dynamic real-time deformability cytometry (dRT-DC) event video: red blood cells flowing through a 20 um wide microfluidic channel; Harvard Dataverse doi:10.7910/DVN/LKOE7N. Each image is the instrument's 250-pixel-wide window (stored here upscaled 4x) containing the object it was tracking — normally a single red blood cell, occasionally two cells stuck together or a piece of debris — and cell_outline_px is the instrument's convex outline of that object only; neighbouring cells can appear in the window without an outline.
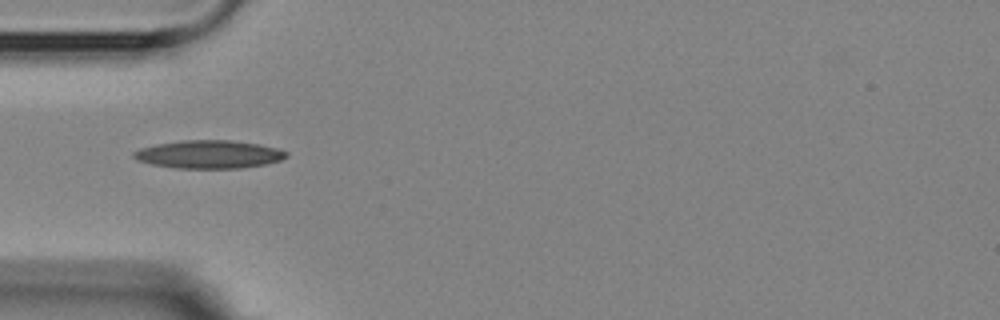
{"species": "Egyptian fruit bat (a non-hibernating species)", "species_latin": "Rousettus aegyptiacus", "temperature_condition": "room temperature", "stored_images_in_passage": 3, "camera_frame_rate_fps": 3000, "um_per_image_px": 0.085, "animal": {"sex": "female"}, "frame": {"image": 1, "passage_image": 1, "time_ms": 0.0, "image_size_px": [1000, 320], "cell_outline_px": [[288, 156], [280, 160], [264, 164], [240, 168], [176, 168], [152, 164], [136, 160], [132, 156], [132, 152], [140, 148], [156, 144], [180, 140], [232, 140], [260, 144], [280, 148], [288, 152]], "centroid_in_image_um": [17.76, 13.11], "position_along_channel_um": 67.2, "area_um2": 25.14}}
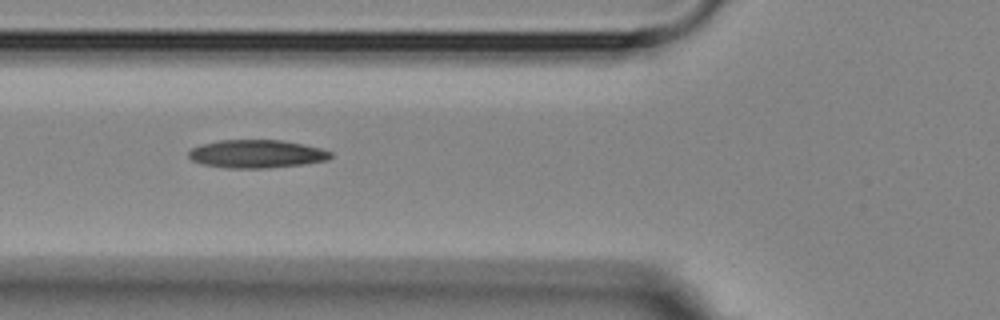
{"frame": {"image": 2, "passage_image": 2, "time_ms": 1.0, "image_size_px": [1000, 320], "cell_outline_px": [[332, 156], [328, 160], [304, 164], [264, 168], [224, 168], [204, 164], [192, 160], [188, 156], [188, 152], [192, 148], [200, 144], [220, 140], [280, 140], [320, 148], [332, 152]], "centroid_in_image_um": [21.79, 13.08], "position_along_channel_um": 104.0, "area_um2": 23.18}}
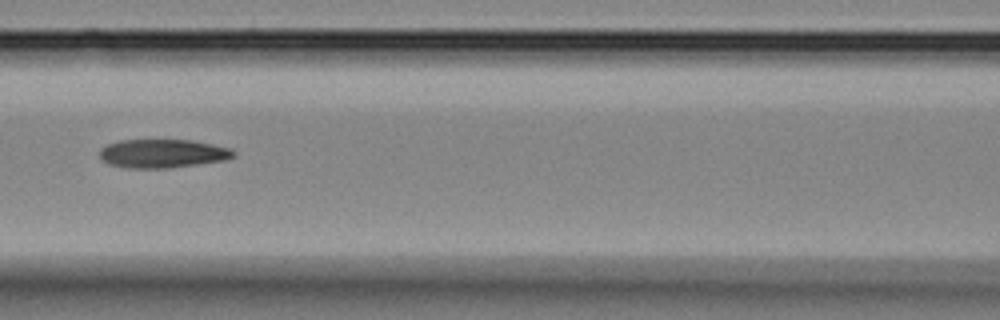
{"frame": {"image": 3, "passage_image": 3, "time_ms": 2.333, "image_size_px": [1000, 320], "cell_outline_px": [[236, 156], [228, 160], [168, 168], [128, 168], [108, 164], [100, 156], [100, 148], [108, 144], [120, 140], [192, 140], [232, 148], [236, 152]], "centroid_in_image_um": [13.88, 13.05], "position_along_channel_um": 152.7, "area_um2": 22.48}}